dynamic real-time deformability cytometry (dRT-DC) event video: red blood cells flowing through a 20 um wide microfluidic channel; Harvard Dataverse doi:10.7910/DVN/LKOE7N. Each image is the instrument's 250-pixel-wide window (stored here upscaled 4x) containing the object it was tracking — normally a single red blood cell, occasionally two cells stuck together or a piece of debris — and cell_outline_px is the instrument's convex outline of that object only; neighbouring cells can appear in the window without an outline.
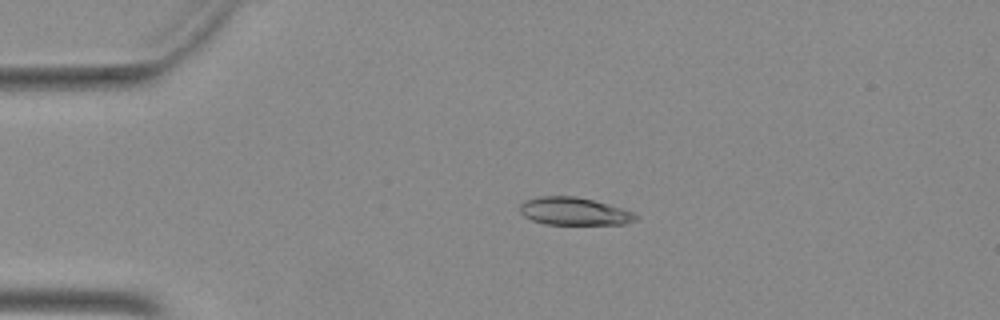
{"species": "Egyptian fruit bat (a non-hibernating species)", "species_latin": "Rousettus aegyptiacus", "temperature_condition": "warm", "stored_images_in_passage": 45, "camera_frame_rate_fps": 3000, "um_per_image_px": 0.085, "animal": {"sex": "female"}, "frame": {"image": 1, "passage_image": 6, "time_ms": 1.667, "image_size_px": [1000, 320], "cell_outline_px": [[640, 216], [636, 220], [624, 224], [544, 224], [532, 220], [524, 216], [520, 212], [520, 204], [524, 200], [540, 196], [576, 196], [608, 204], [632, 212]], "centroid_in_image_um": [48.78, 17.96], "position_along_channel_um": 36.2, "area_um2": 18.67}}
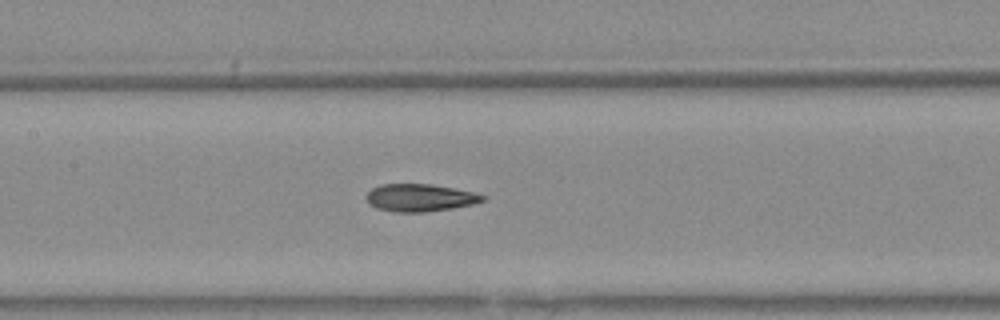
{"frame": {"image": 2, "passage_image": 19, "time_ms": 6.0, "image_size_px": [1000, 320], "cell_outline_px": [[488, 196], [484, 200], [472, 204], [452, 208], [424, 212], [396, 212], [376, 208], [368, 204], [364, 196], [372, 188], [380, 184], [432, 184], [472, 192]], "centroid_in_image_um": [35.64, 16.8], "position_along_channel_um": 171.8, "area_um2": 18.67}}
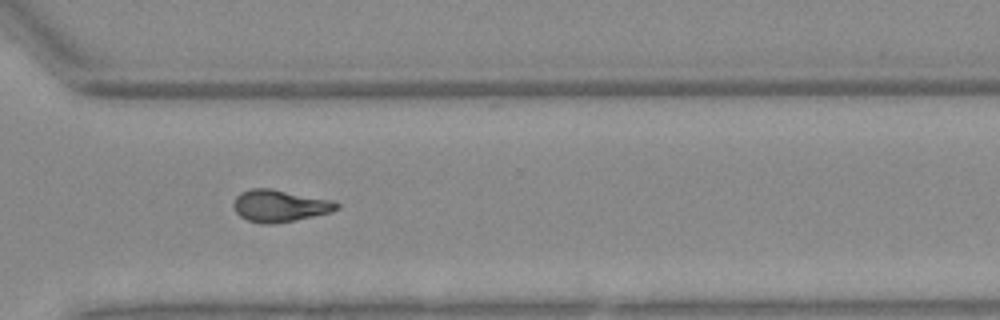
{"frame": {"image": 3, "passage_image": 32, "time_ms": 10.333, "image_size_px": [1000, 320], "cell_outline_px": [[340, 208], [332, 212], [296, 220], [272, 224], [264, 224], [248, 220], [240, 216], [236, 212], [232, 204], [236, 196], [240, 192], [252, 188], [272, 188], [332, 200], [340, 204]], "centroid_in_image_um": [23.78, 17.49], "position_along_channel_um": 346.8, "area_um2": 19.42}}